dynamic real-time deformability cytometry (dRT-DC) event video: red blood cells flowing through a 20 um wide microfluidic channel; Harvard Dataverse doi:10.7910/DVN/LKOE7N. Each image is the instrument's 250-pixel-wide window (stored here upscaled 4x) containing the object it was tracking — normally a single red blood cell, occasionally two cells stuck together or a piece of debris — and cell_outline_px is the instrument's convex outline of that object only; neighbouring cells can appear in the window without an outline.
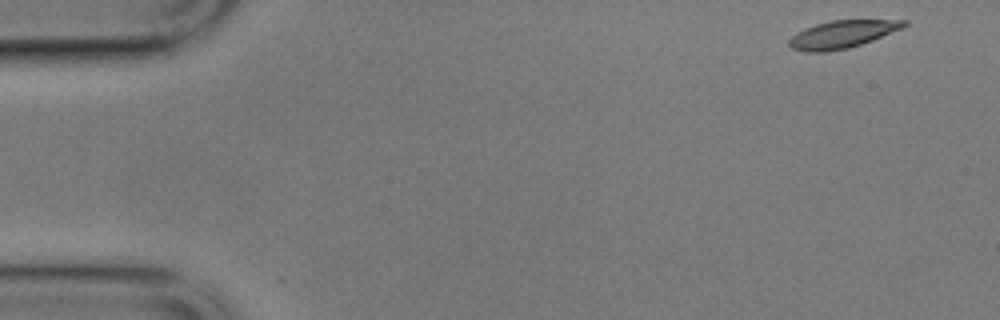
{"species": "common noctule bat (a hibernating species)", "species_latin": "Nyctalus noctula", "temperature_condition": "cold", "stored_images_in_passage": 6, "camera_frame_rate_fps": 3000, "um_per_image_px": 0.085, "animal": {"sex": "male", "body_mass_g": 17.9}, "frame": {"image": 1, "passage_image": 1, "time_ms": 0.0, "image_size_px": [1000, 320], "cell_outline_px": [[908, 24], [904, 28], [872, 40], [848, 48], [824, 52], [808, 52], [792, 48], [788, 44], [788, 40], [796, 32], [804, 28], [816, 24], [832, 20], [908, 20]], "centroid_in_image_um": [71.59, 2.91], "position_along_channel_um": 13.4, "area_um2": 18.44}}
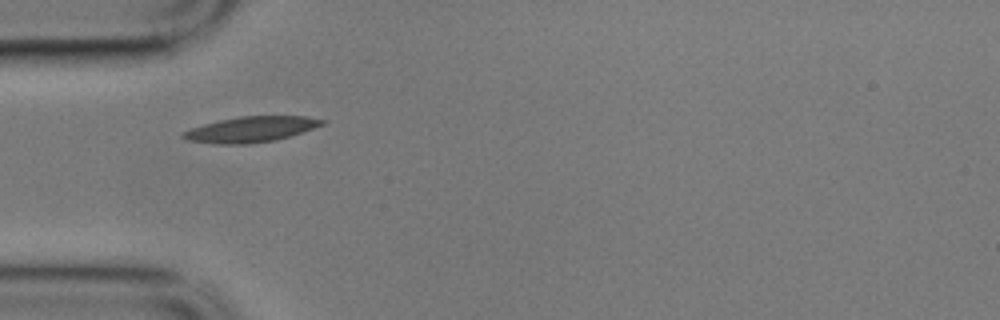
{"frame": {"image": 2, "passage_image": 5, "time_ms": 1.333, "image_size_px": [1000, 320], "cell_outline_px": [[328, 120], [324, 124], [276, 140], [252, 144], [216, 144], [188, 140], [180, 136], [180, 132], [204, 124], [220, 120], [240, 116], [308, 116]], "centroid_in_image_um": [21.31, 10.99], "position_along_channel_um": 63.7, "area_um2": 20.69}}